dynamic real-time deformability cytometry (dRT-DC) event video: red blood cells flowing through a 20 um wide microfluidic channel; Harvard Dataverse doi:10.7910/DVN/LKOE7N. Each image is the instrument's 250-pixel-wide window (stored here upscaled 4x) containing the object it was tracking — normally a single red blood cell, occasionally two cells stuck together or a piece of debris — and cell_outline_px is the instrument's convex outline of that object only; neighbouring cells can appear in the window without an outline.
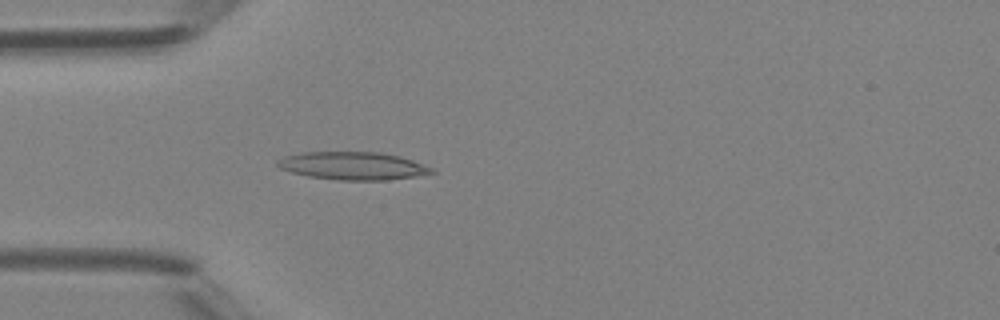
{"species": "Egyptian fruit bat (a non-hibernating species)", "species_latin": "Rousettus aegyptiacus", "temperature_condition": "room temperature", "stored_images_in_passage": 42, "camera_frame_rate_fps": 3000, "um_per_image_px": 0.085, "animal": {"sex": "female"}, "frame": {"image": 1, "passage_image": 9, "time_ms": 2.667, "image_size_px": [1000, 320], "cell_outline_px": [[436, 172], [416, 176], [384, 180], [340, 180], [308, 176], [292, 172], [280, 168], [276, 164], [276, 160], [284, 156], [304, 152], [380, 152], [400, 156], [412, 160], [432, 168]], "centroid_in_image_um": [29.97, 14.09], "position_along_channel_um": 55.0, "area_um2": 24.91}}
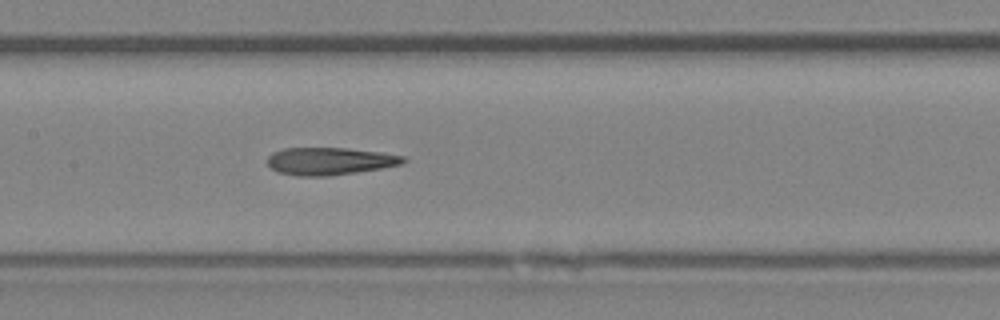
{"frame": {"image": 2, "passage_image": 18, "time_ms": 5.667, "image_size_px": [1000, 320], "cell_outline_px": [[408, 160], [400, 164], [380, 168], [356, 172], [328, 176], [296, 176], [280, 172], [272, 168], [268, 164], [268, 156], [272, 152], [284, 148], [344, 148], [380, 152], [404, 156]], "centroid_in_image_um": [28.01, 13.69], "position_along_channel_um": 179.4, "area_um2": 21.56}}
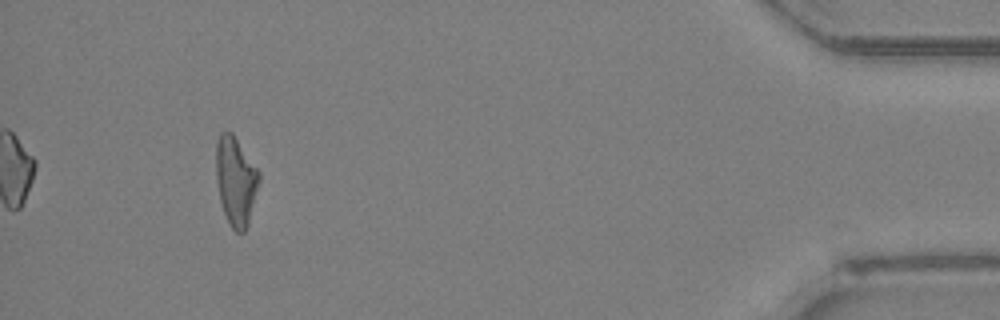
{"frame": {"image": 3, "passage_image": 39, "time_ms": 12.667, "image_size_px": [1000, 320], "cell_outline_px": [[260, 180], [248, 224], [244, 232], [236, 232], [232, 228], [224, 212], [220, 200], [216, 180], [216, 140], [220, 132], [232, 132], [260, 172]], "centroid_in_image_um": [20.04, 15.35], "position_along_channel_um": 415.2, "area_um2": 22.2}, "authors_computed_cell_mechanics": {"area_um2": 22.1374, "velocity_mm_per_s": 4.3518, "shape_relaxation_time_tau1_ms": null, "shape_relaxation_time_tau2_ms": 1.0408, "deformation_change_tau1": null, "deformation_change_tau2": 0.1023}}